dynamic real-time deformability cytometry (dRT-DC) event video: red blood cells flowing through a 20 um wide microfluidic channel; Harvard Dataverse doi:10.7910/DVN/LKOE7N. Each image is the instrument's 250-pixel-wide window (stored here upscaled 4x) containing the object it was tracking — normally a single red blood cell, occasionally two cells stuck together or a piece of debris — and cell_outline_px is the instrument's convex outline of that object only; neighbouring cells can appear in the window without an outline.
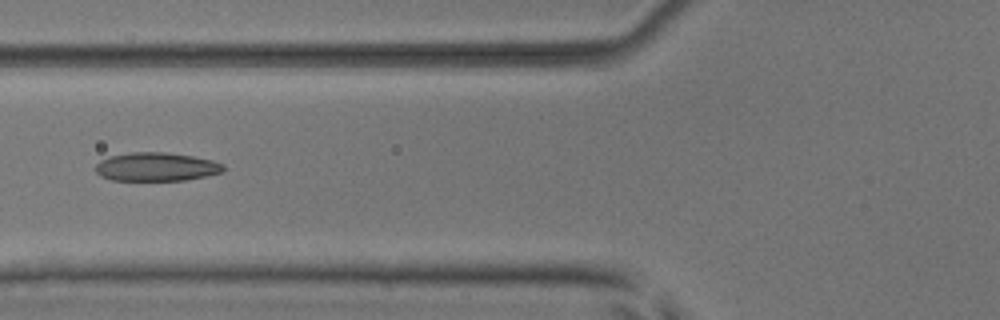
{"species": "common noctule bat (a hibernating species)", "species_latin": "Nyctalus noctula", "temperature_condition": "room temperature", "stored_images_in_passage": 5, "camera_frame_rate_fps": 3000, "um_per_image_px": 0.085, "animal": {"sex": "male", "body_mass_g": 17.9, "forearm_length_mm": 54.2}, "frame": {"image": 1, "passage_image": 4, "time_ms": 3.667, "image_size_px": [1000, 320], "cell_outline_px": [[224, 172], [184, 180], [112, 180], [100, 176], [96, 172], [96, 164], [100, 160], [112, 156], [128, 152], [164, 152], [192, 156], [212, 160], [224, 164]], "centroid_in_image_um": [13.28, 14.18], "position_along_channel_um": 112.5, "area_um2": 21.21}}
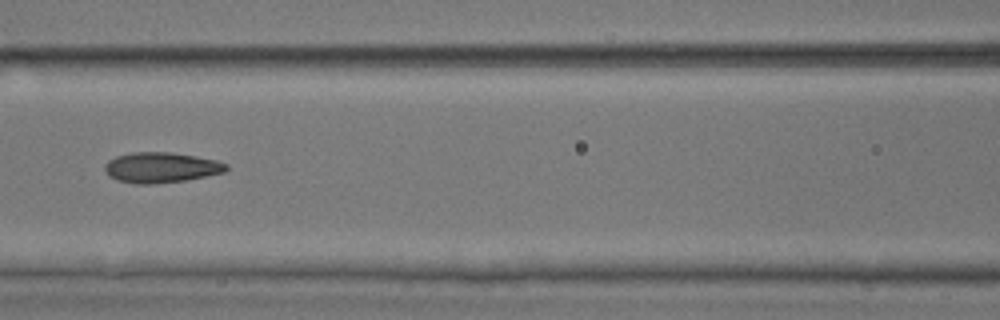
{"frame": {"image": 2, "passage_image": 5, "time_ms": 4.667, "image_size_px": [1000, 320], "cell_outline_px": [[228, 168], [224, 172], [184, 180], [152, 184], [136, 184], [116, 180], [108, 176], [104, 168], [104, 164], [108, 160], [116, 156], [132, 152], [168, 152], [196, 156], [216, 160], [228, 164]], "centroid_in_image_um": [13.65, 14.23], "position_along_channel_um": 153.0, "area_um2": 21.5}}